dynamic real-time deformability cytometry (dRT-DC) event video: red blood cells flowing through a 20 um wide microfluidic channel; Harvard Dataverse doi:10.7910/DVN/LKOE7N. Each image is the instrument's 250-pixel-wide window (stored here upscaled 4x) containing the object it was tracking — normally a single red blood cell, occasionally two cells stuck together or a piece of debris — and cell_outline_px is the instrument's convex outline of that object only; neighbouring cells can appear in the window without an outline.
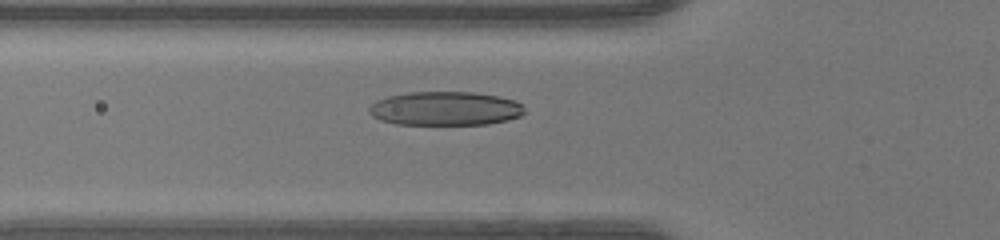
{"species": "human", "species_latin": "Homo sapiens", "temperature_condition": "warm", "stored_images_in_passage": 45, "camera_frame_rate_fps": 3000, "um_per_image_px": 0.085, "donor": {"sex": "female"}, "frame": {"image": 1, "passage_image": 14, "time_ms": 4.333, "image_size_px": [1000, 240], "cell_outline_px": [[524, 112], [520, 116], [508, 120], [488, 124], [396, 124], [380, 120], [372, 116], [368, 112], [368, 108], [376, 100], [388, 96], [408, 92], [472, 92], [496, 96], [516, 100], [524, 108]], "centroid_in_image_um": [37.82, 9.22], "position_along_channel_um": 88.0, "area_um2": 30.69}}
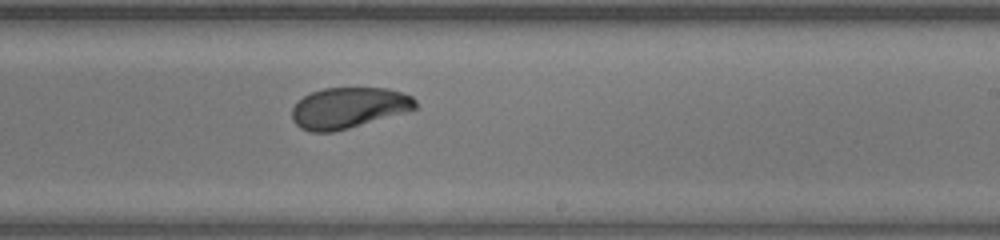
{"frame": {"image": 2, "passage_image": 26, "time_ms": 8.333, "image_size_px": [1000, 240], "cell_outline_px": [[416, 108], [408, 112], [348, 128], [332, 132], [308, 132], [300, 128], [292, 120], [292, 108], [304, 96], [312, 92], [324, 88], [388, 88], [412, 96], [416, 100]], "centroid_in_image_um": [29.63, 9.17], "position_along_channel_um": 259.4, "area_um2": 29.42}}
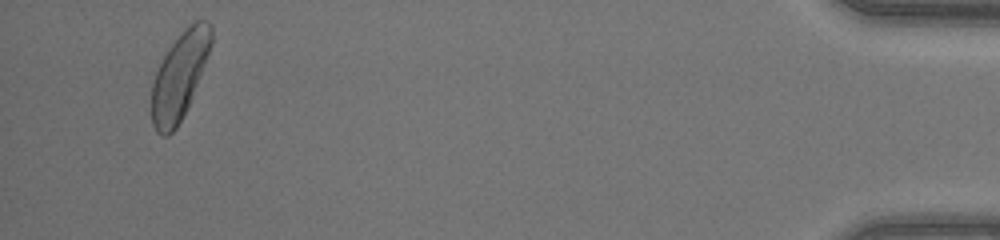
{"frame": {"image": 3, "passage_image": 43, "time_ms": 14.0, "image_size_px": [1000, 240], "cell_outline_px": [[212, 44], [188, 104], [176, 128], [168, 136], [164, 136], [156, 132], [152, 124], [152, 80], [168, 48], [196, 20], [208, 20], [212, 24]], "centroid_in_image_um": [15.25, 6.46], "position_along_channel_um": 420.0, "area_um2": 29.25}, "authors_computed_cell_mechanics": {"area_um2": 30.1138, "velocity_mm_per_s": 4.2952, "shape_relaxation_time_tau1_ms": 3.2794, "shape_relaxation_time_tau2_ms": 1.5745, "deformation_change_tau1": 0.1574, "deformation_change_tau2": 0.068}}